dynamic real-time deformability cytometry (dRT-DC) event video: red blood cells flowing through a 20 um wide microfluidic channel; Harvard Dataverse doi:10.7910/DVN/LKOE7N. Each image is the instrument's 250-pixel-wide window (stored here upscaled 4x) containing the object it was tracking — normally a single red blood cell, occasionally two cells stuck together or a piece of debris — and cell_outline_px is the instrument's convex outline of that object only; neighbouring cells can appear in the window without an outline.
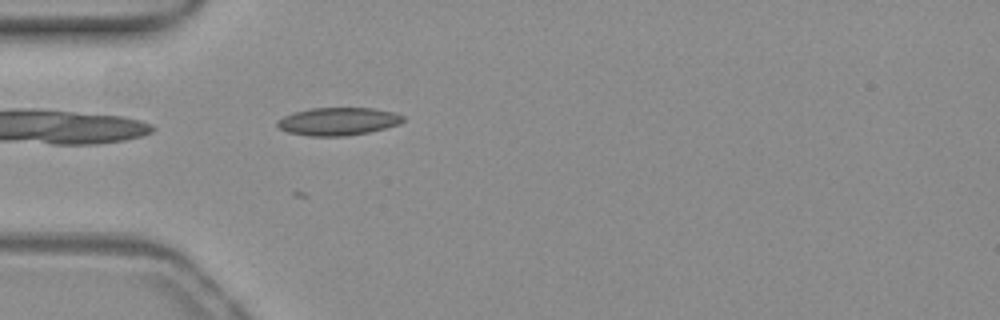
{"species": "common noctule bat (a hibernating species)", "species_latin": "Nyctalus noctula", "temperature_condition": "warm", "stored_images_in_passage": 53, "camera_frame_rate_fps": 3000, "um_per_image_px": 0.085, "animal": {"sex": "female", "body_mass_g": 19.3, "forearm_length_mm": 54.1}, "frame": {"image": 1, "passage_image": 16, "time_ms": 5.0, "image_size_px": [1000, 320], "cell_outline_px": [[404, 120], [400, 124], [368, 132], [344, 136], [308, 136], [288, 132], [280, 128], [276, 124], [276, 120], [292, 112], [312, 108], [372, 108], [392, 112], [404, 116]], "centroid_in_image_um": [28.71, 10.31], "position_along_channel_um": 56.3, "area_um2": 20.35}}
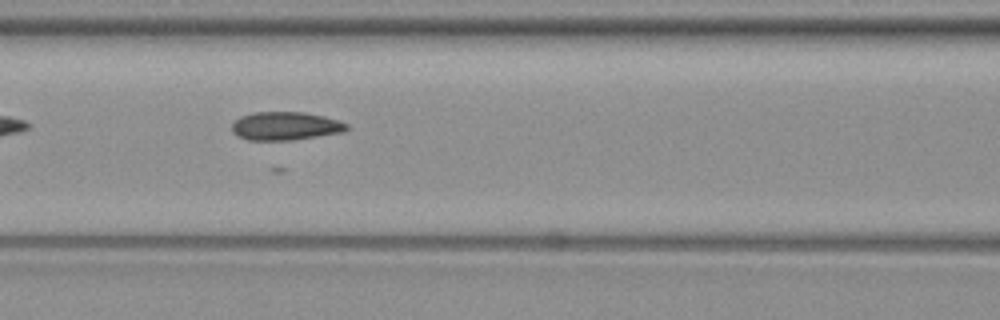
{"frame": {"image": 2, "passage_image": 23, "time_ms": 7.333, "image_size_px": [1000, 320], "cell_outline_px": [[348, 128], [340, 132], [292, 140], [248, 140], [236, 136], [232, 132], [232, 124], [240, 116], [252, 112], [304, 112], [324, 116], [348, 124]], "centroid_in_image_um": [24.19, 10.7], "position_along_channel_um": 142.4, "area_um2": 18.84}}
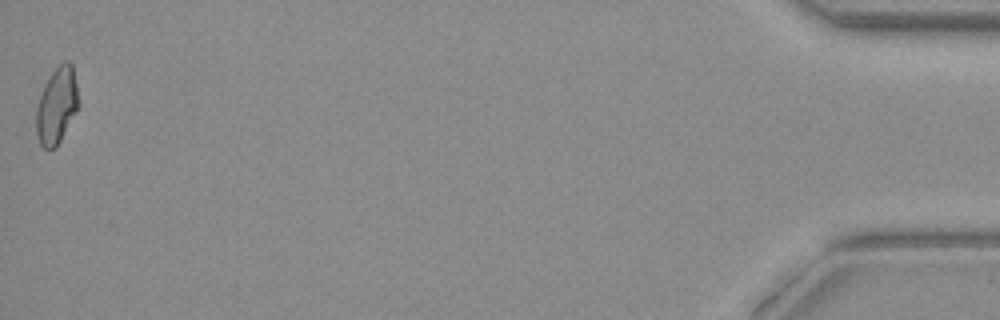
{"frame": {"image": 3, "passage_image": 53, "time_ms": 17.333, "image_size_px": [1000, 320], "cell_outline_px": [[76, 112], [56, 148], [44, 148], [40, 144], [36, 132], [36, 108], [44, 84], [48, 76], [64, 60], [68, 60], [72, 64], [76, 84]], "centroid_in_image_um": [4.79, 8.97], "position_along_channel_um": 430.4, "area_um2": 18.44}}